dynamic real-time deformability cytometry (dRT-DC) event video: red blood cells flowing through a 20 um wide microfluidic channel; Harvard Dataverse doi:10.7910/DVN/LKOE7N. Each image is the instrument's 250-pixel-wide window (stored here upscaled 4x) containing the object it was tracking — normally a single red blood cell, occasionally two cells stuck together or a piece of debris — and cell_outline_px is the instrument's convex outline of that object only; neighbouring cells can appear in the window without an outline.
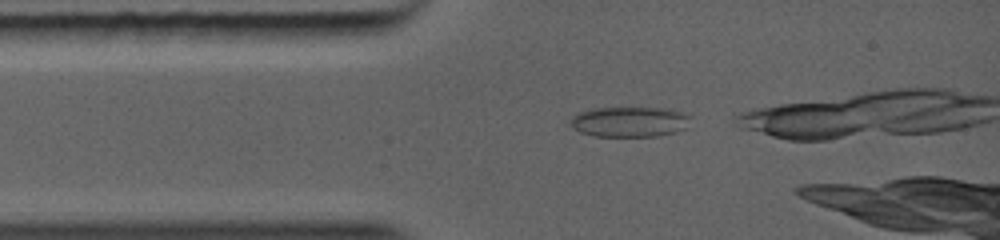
{"species": "common noctule bat (a hibernating species)", "species_latin": "Nyctalus noctula", "temperature_condition": "warm", "stored_images_in_passage": 10, "camera_frame_rate_fps": 5000, "um_per_image_px": 0.085, "animal": {"sex": "female", "body_mass_g": 19.0, "forearm_length_mm": 56.7}, "frame": {"image": 1, "passage_image": 1, "time_ms": 0.0, "image_size_px": [1000, 240], "cell_outline_px": [[692, 116], [688, 128], [676, 132], [656, 136], [596, 136], [580, 132], [572, 128], [568, 124], [572, 116], [580, 112], [596, 108], [664, 108], [688, 112]], "centroid_in_image_um": [53.57, 10.35], "position_along_channel_um": 31.4, "area_um2": 21.56}}
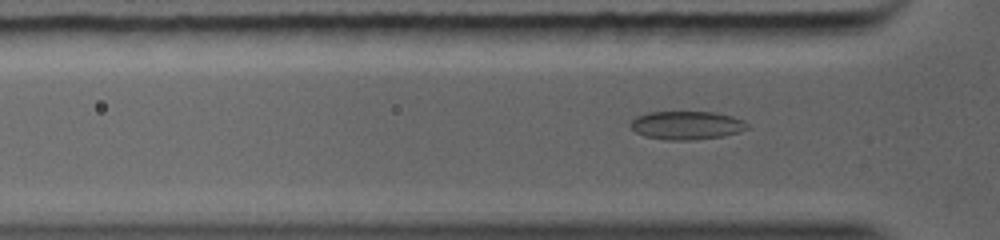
{"frame": {"image": 2, "passage_image": 6, "time_ms": 1.0, "image_size_px": [1000, 240], "cell_outline_px": [[752, 128], [740, 132], [724, 136], [692, 140], [668, 140], [644, 136], [636, 132], [628, 124], [636, 116], [648, 112], [712, 112], [732, 116], [744, 120]], "centroid_in_image_um": [58.4, 10.65], "position_along_channel_um": 67.4, "area_um2": 19.54}}